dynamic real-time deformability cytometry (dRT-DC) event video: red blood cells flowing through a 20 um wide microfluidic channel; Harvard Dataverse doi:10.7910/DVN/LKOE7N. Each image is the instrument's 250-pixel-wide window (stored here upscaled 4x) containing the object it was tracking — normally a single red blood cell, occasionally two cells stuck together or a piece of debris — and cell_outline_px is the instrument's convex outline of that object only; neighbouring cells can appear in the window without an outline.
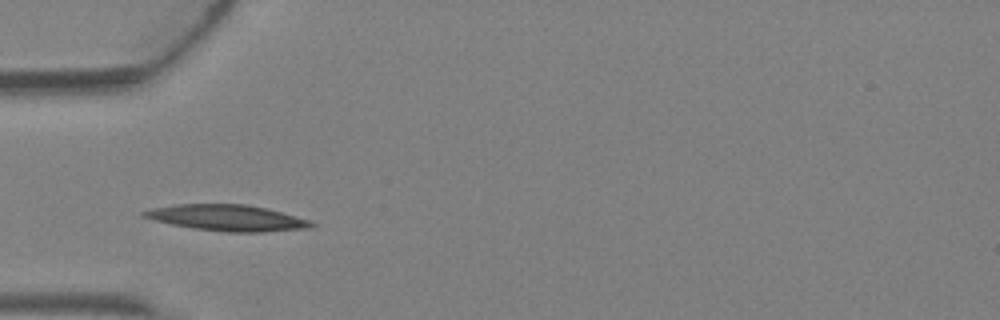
{"species": "Egyptian fruit bat (a non-hibernating species)", "species_latin": "Rousettus aegyptiacus", "temperature_condition": "warm", "stored_images_in_passage": 2, "camera_frame_rate_fps": 3000, "um_per_image_px": 0.085, "animal": {"sex": "female"}, "frame": {"image": 1, "passage_image": 2, "time_ms": 0.333, "image_size_px": [1000, 320], "cell_outline_px": [[316, 224], [312, 228], [264, 232], [228, 232], [196, 228], [172, 224], [140, 216], [140, 212], [152, 208], [176, 204], [248, 204], [312, 220]], "centroid_in_image_um": [19.35, 18.51], "position_along_channel_um": 65.7, "area_um2": 25.37}}